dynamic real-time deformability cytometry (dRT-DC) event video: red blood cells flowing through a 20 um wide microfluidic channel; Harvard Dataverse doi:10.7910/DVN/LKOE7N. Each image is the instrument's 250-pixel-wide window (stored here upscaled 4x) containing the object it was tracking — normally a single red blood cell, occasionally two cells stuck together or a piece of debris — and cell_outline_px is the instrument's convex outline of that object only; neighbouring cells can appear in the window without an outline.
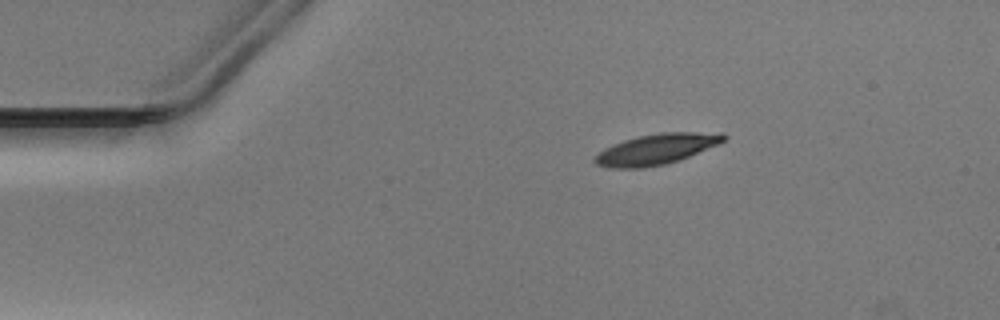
{"species": "Egyptian fruit bat (a non-hibernating species)", "species_latin": "Rousettus aegyptiacus", "temperature_condition": "warm", "stored_images_in_passage": 43, "camera_frame_rate_fps": 3000, "um_per_image_px": 0.085, "animal": {"sex": "male"}, "frame": {"image": 1, "passage_image": 1, "time_ms": 0.0, "image_size_px": [1000, 320], "cell_outline_px": [[728, 136], [720, 144], [688, 156], [664, 164], [644, 168], [608, 168], [596, 164], [592, 160], [604, 148], [612, 144], [624, 140], [640, 136], [660, 132], [724, 132]], "centroid_in_image_um": [55.81, 12.67], "position_along_channel_um": 29.2, "area_um2": 22.95}}
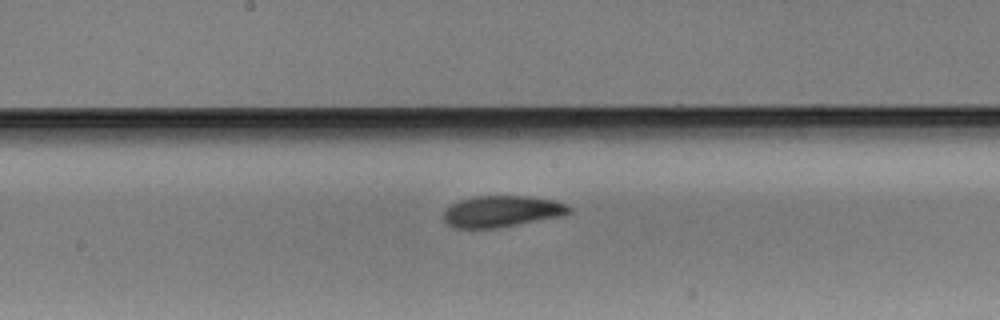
{"frame": {"image": 2, "passage_image": 19, "time_ms": 6.0, "image_size_px": [1000, 320], "cell_outline_px": [[572, 212], [564, 216], [496, 228], [452, 228], [444, 220], [444, 212], [452, 204], [460, 200], [476, 196], [528, 196], [552, 200], [564, 204], [572, 208]], "centroid_in_image_um": [42.67, 17.97], "position_along_channel_um": 205.5, "area_um2": 22.89}}
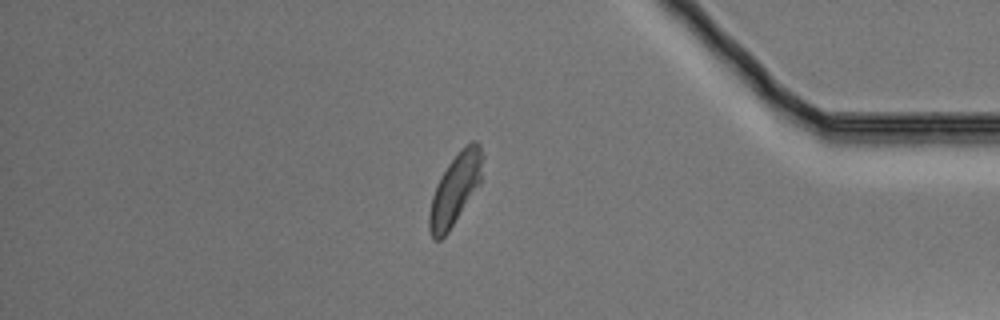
{"frame": {"image": 3, "passage_image": 36, "time_ms": 11.667, "image_size_px": [1000, 320], "cell_outline_px": [[484, 156], [480, 184], [448, 232], [440, 240], [432, 240], [428, 232], [428, 212], [432, 196], [436, 184], [440, 176], [448, 164], [460, 148], [472, 140], [476, 140], [480, 144]], "centroid_in_image_um": [38.68, 16.07], "position_along_channel_um": 396.5, "area_um2": 22.43}}